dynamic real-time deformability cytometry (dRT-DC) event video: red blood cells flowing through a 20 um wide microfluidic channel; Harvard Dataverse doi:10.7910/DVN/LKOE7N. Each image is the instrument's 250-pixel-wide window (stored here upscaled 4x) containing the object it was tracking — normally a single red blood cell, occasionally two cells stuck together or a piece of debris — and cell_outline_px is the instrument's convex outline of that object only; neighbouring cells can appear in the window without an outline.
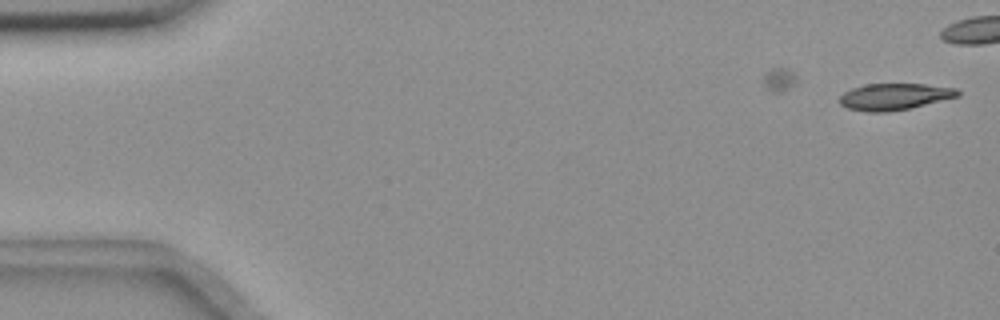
{"species": "common noctule bat (a hibernating species)", "species_latin": "Nyctalus noctula", "temperature_condition": "room temperature", "stored_images_in_passage": 23, "camera_frame_rate_fps": 3000, "um_per_image_px": 0.085, "animal": {"sex": "female", "body_mass_g": 18.4}, "frame": {"image": 1, "passage_image": 1, "time_ms": 0.0, "image_size_px": [1000, 320], "cell_outline_px": [[960, 96], [908, 108], [888, 112], [864, 112], [848, 108], [840, 104], [840, 96], [844, 92], [852, 88], [868, 84], [924, 84], [956, 88], [960, 92]], "centroid_in_image_um": [76.02, 8.21], "position_along_channel_um": 9.0, "area_um2": 18.15}}
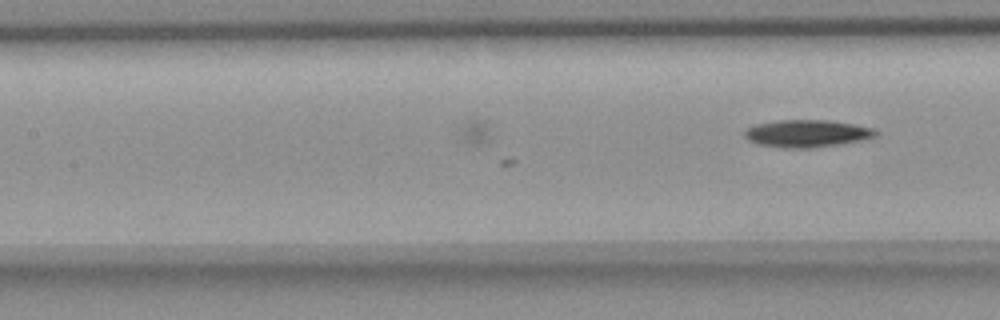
{"frame": {"image": 2, "passage_image": 23, "time_ms": 7.333, "image_size_px": [1000, 320], "cell_outline_px": [[876, 136], [860, 140], [812, 148], [788, 148], [760, 144], [748, 140], [744, 136], [744, 132], [748, 128], [756, 124], [776, 120], [824, 120], [852, 124], [872, 128], [876, 132]], "centroid_in_image_um": [68.54, 11.34], "position_along_channel_um": 138.9, "area_um2": 20.46}}